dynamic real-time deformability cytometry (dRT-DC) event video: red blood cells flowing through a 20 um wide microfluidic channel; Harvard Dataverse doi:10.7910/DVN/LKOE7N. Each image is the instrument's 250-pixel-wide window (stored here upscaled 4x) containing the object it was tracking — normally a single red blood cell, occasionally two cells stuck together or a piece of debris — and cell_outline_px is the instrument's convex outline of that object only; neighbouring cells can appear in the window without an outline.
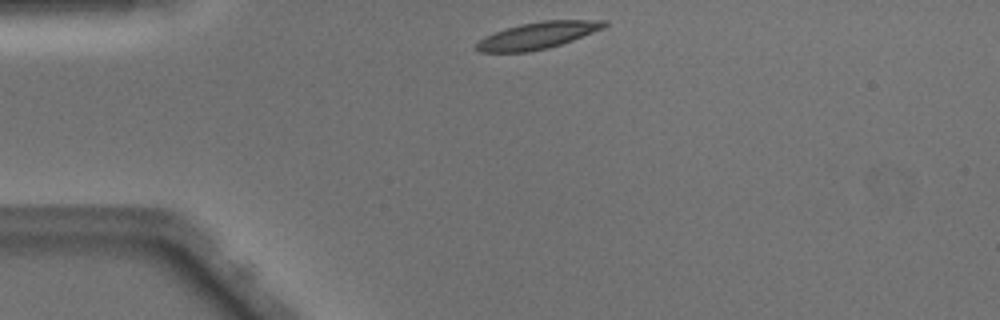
{"species": "Egyptian fruit bat (a non-hibernating species)", "species_latin": "Rousettus aegyptiacus", "temperature_condition": "warm", "stored_images_in_passage": 39, "camera_frame_rate_fps": 3000, "um_per_image_px": 0.085, "animal": {"sex": "male"}, "frame": {"image": 1, "passage_image": 1, "time_ms": 0.0, "image_size_px": [1000, 320], "cell_outline_px": [[608, 24], [604, 28], [572, 40], [548, 48], [528, 52], [480, 52], [476, 48], [476, 44], [484, 36], [520, 24], [544, 20], [608, 20]], "centroid_in_image_um": [45.72, 3.01], "position_along_channel_um": 39.3, "area_um2": 19.77}}
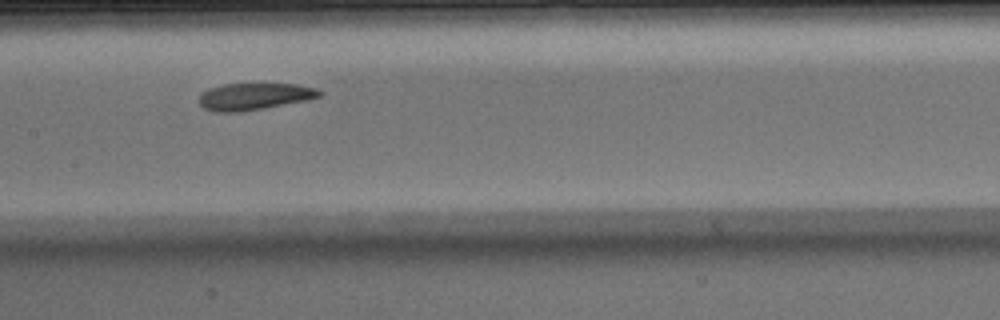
{"frame": {"image": 2, "passage_image": 14, "time_ms": 4.333, "image_size_px": [1000, 320], "cell_outline_px": [[324, 92], [320, 96], [304, 100], [240, 112], [216, 112], [204, 108], [200, 104], [200, 96], [208, 88], [224, 84], [296, 84], [316, 88]], "centroid_in_image_um": [21.6, 8.19], "position_along_channel_um": 185.8, "area_um2": 18.5}}
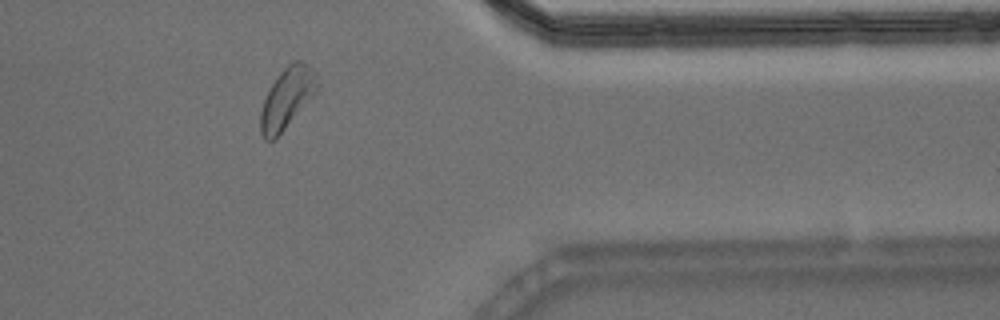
{"frame": {"image": 3, "passage_image": 30, "time_ms": 9.667, "image_size_px": [1000, 320], "cell_outline_px": [[320, 88], [284, 128], [272, 140], [264, 140], [260, 132], [260, 112], [264, 100], [276, 76], [292, 60], [304, 60], [316, 72], [320, 84]], "centroid_in_image_um": [24.43, 8.27], "position_along_channel_um": 387.0, "area_um2": 20.0}, "authors_computed_cell_mechanics": {"area_um2": 19.7676, "velocity_mm_per_s": 4.0597, "shape_relaxation_time_tau1_ms": 3.0316, "shape_relaxation_time_tau2_ms": 3.8323, "deformation_change_tau1": 0.1367, "deformation_change_tau2": 0.1115}}